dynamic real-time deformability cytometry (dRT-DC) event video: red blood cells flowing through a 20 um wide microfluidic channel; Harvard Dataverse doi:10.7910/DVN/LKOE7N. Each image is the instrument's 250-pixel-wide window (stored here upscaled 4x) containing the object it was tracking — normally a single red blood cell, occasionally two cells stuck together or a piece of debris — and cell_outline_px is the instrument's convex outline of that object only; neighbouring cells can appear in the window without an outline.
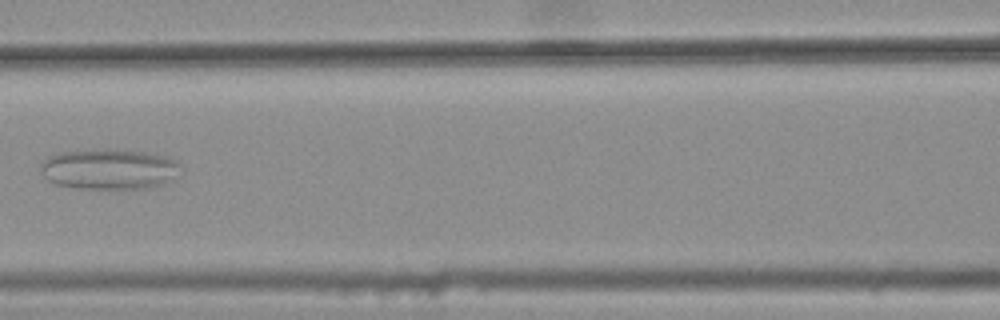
{"species": "common noctule bat (a hibernating species)", "species_latin": "Nyctalus noctula", "temperature_condition": "warm", "stored_images_in_passage": 8, "camera_frame_rate_fps": 3000, "um_per_image_px": 0.085, "animal": {"sex": "female", "body_mass_g": 25.1}, "frame": {"image": 1, "passage_image": 7, "time_ms": 2.0, "image_size_px": [1000, 320], "cell_outline_px": [[180, 176], [160, 184], [144, 188], [80, 188], [56, 184], [48, 180], [40, 172], [40, 164], [48, 156], [60, 152], [144, 152], [168, 156], [176, 160], [180, 164]], "centroid_in_image_um": [9.3, 14.41], "position_along_channel_um": 157.3, "area_um2": 32.02}}